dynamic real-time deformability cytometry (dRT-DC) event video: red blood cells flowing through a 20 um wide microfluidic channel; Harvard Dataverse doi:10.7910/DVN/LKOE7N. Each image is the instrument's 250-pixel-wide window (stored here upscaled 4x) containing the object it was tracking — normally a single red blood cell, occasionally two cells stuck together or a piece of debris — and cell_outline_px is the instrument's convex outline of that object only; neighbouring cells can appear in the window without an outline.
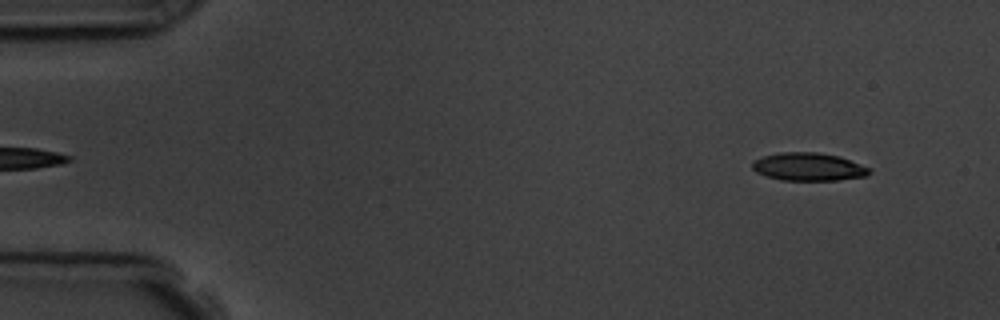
{"species": "common noctule bat (a hibernating species)", "species_latin": "Nyctalus noctula", "temperature_condition": "room temperature", "stored_images_in_passage": 54, "camera_frame_rate_fps": 3000, "um_per_image_px": 0.085, "animal": {"sex": "male", "body_mass_g": 19.5, "forearm_length_mm": 54.6}, "frame": {"image": 1, "passage_image": 3, "time_ms": 0.667, "image_size_px": [1000, 320], "cell_outline_px": [[872, 172], [868, 176], [840, 180], [780, 180], [756, 172], [752, 168], [752, 160], [764, 156], [780, 152], [816, 152], [840, 156], [872, 168]], "centroid_in_image_um": [68.77, 14.18], "position_along_channel_um": 16.2, "area_um2": 19.31}}
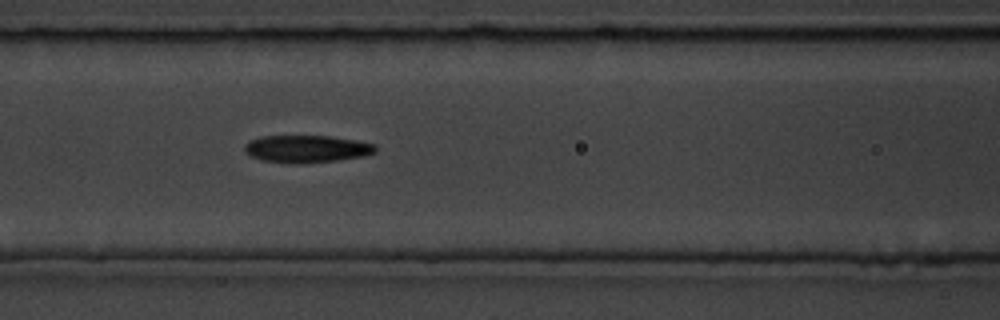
{"frame": {"image": 2, "passage_image": 22, "time_ms": 7.0, "image_size_px": [1000, 320], "cell_outline_px": [[376, 152], [364, 156], [336, 160], [300, 164], [296, 164], [264, 160], [252, 156], [244, 152], [244, 144], [248, 140], [260, 136], [328, 136], [356, 140], [376, 144]], "centroid_in_image_um": [26.05, 12.65], "position_along_channel_um": 140.5, "area_um2": 20.92}}
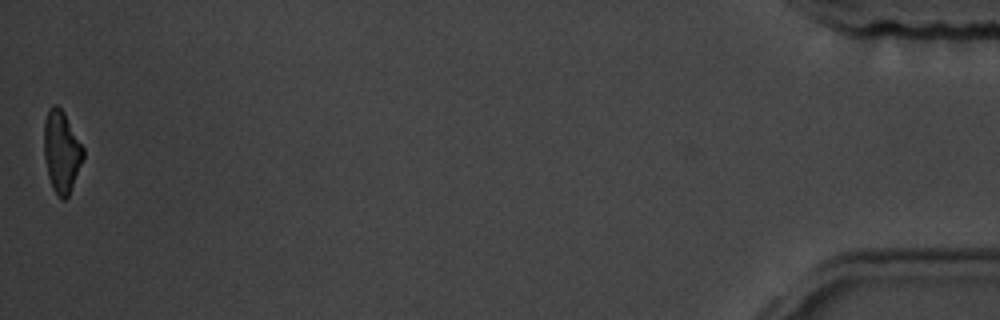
{"frame": {"image": 3, "passage_image": 54, "time_ms": 17.667, "image_size_px": [1000, 320], "cell_outline_px": [[84, 156], [68, 196], [64, 200], [60, 200], [52, 188], [48, 176], [44, 156], [44, 120], [48, 108], [52, 104], [56, 104], [64, 112], [84, 148]], "centroid_in_image_um": [5.21, 12.87], "position_along_channel_um": 430.0, "area_um2": 18.73}, "authors_computed_cell_mechanics": {"area_um2": 20.2878, "velocity_mm_per_s": 3.6247, "shape_relaxation_time_tau1_ms": 3.7298, "shape_relaxation_time_tau2_ms": 5.1458, "deformation_change_tau1": 0.1484, "deformation_change_tau2": 0.1398}}